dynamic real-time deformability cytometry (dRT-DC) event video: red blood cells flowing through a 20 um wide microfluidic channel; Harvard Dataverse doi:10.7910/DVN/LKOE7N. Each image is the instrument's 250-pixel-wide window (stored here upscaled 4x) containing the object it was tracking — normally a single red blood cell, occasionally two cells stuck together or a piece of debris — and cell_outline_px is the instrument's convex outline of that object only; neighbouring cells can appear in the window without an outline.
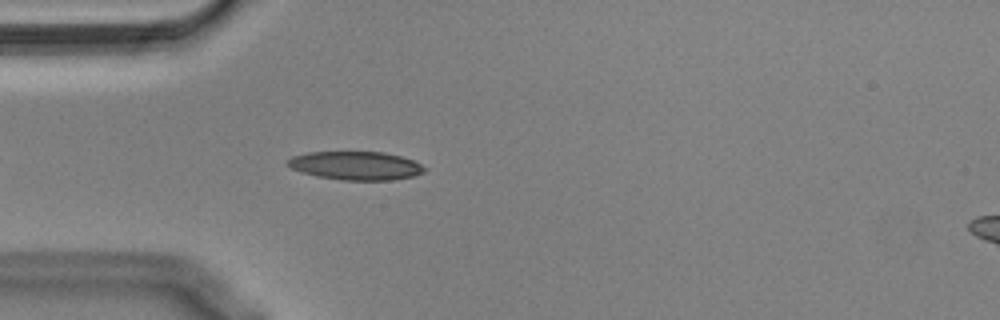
{"species": "Egyptian fruit bat (a non-hibernating species)", "species_latin": "Rousettus aegyptiacus", "temperature_condition": "cold", "stored_images_in_passage": 13, "camera_frame_rate_fps": 3000, "um_per_image_px": 0.085, "animal": {"sex": "male"}, "frame": {"image": 1, "passage_image": 6, "time_ms": 1.667, "image_size_px": [1000, 320], "cell_outline_px": [[428, 168], [424, 172], [416, 176], [392, 180], [340, 180], [316, 176], [292, 168], [284, 164], [292, 156], [308, 152], [384, 152], [400, 156], [412, 160]], "centroid_in_image_um": [30.26, 14.08], "position_along_channel_um": 54.7, "area_um2": 22.77}}